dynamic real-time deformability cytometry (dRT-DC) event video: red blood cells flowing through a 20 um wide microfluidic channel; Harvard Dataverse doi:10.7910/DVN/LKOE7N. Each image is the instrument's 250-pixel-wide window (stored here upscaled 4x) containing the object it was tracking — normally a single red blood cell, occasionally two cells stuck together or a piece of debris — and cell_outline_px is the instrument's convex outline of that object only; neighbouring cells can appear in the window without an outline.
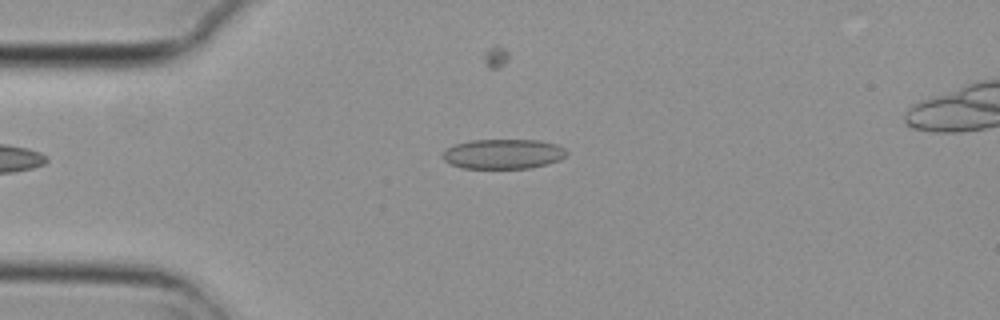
{"species": "common noctule bat (a hibernating species)", "species_latin": "Nyctalus noctula", "temperature_condition": "cold", "stored_images_in_passage": 3, "camera_frame_rate_fps": 3000, "um_per_image_px": 0.085, "animal": {"sex": "female", "body_mass_g": 29.2, "forearm_length_mm": 56.3}, "frame": {"image": 1, "passage_image": 3, "time_ms": 0.667, "image_size_px": [1000, 320], "cell_outline_px": [[568, 152], [560, 160], [548, 164], [532, 168], [460, 168], [444, 160], [440, 156], [448, 148], [456, 144], [468, 140], [540, 140], [556, 144], [564, 148]], "centroid_in_image_um": [42.78, 13.09], "position_along_channel_um": 42.2, "area_um2": 21.62}}